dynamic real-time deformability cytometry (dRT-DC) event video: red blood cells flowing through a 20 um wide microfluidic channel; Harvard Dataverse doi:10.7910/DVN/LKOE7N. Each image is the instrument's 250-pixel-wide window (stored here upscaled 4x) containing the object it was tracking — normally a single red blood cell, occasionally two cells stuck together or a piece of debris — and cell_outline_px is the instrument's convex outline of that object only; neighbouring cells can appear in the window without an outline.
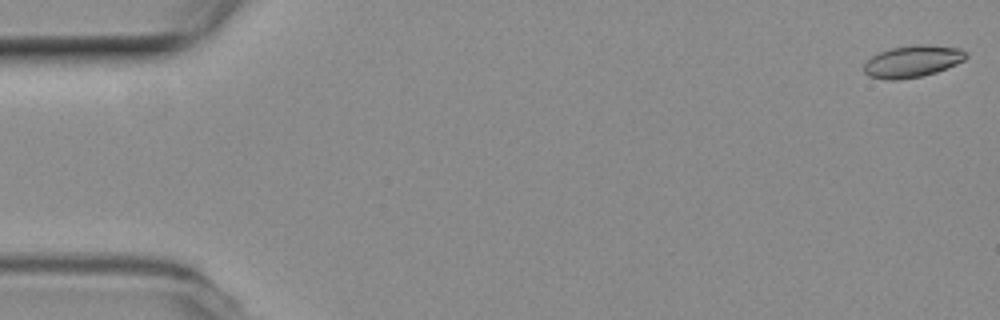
{"species": "common noctule bat (a hibernating species)", "species_latin": "Nyctalus noctula", "temperature_condition": "room temperature", "stored_images_in_passage": 55, "camera_frame_rate_fps": 3000, "um_per_image_px": 0.085, "animal": {"sex": "female", "body_mass_g": 19.3, "forearm_length_mm": 54.1}, "frame": {"image": 1, "passage_image": 1, "time_ms": 0.0, "image_size_px": [1000, 320], "cell_outline_px": [[968, 56], [964, 60], [956, 64], [936, 72], [924, 76], [896, 80], [888, 80], [868, 76], [864, 72], [864, 64], [872, 56], [888, 48], [916, 44], [928, 44], [960, 48], [968, 52]], "centroid_in_image_um": [77.58, 5.2], "position_along_channel_um": 7.4, "area_um2": 19.19}}
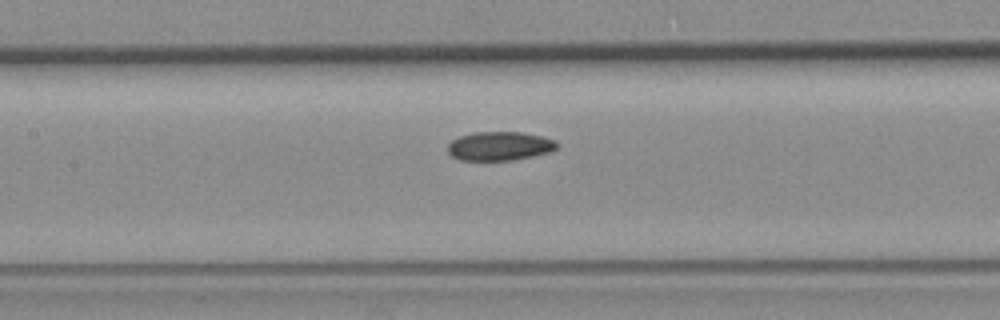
{"frame": {"image": 2, "passage_image": 25, "time_ms": 8.0, "image_size_px": [1000, 320], "cell_outline_px": [[560, 144], [552, 152], [512, 160], [460, 160], [452, 156], [448, 152], [448, 144], [452, 140], [460, 136], [472, 132], [520, 132], [544, 136], [556, 140]], "centroid_in_image_um": [42.51, 12.41], "position_along_channel_um": 164.9, "area_um2": 18.55}}
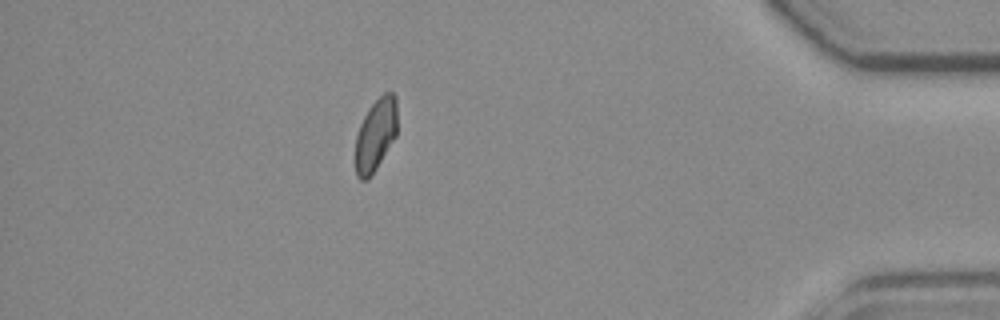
{"frame": {"image": 3, "passage_image": 48, "time_ms": 15.667, "image_size_px": [1000, 320], "cell_outline_px": [[396, 136], [376, 168], [368, 180], [360, 180], [356, 176], [356, 136], [360, 124], [368, 108], [384, 92], [392, 92], [396, 96]], "centroid_in_image_um": [31.92, 11.45], "position_along_channel_um": 403.3, "area_um2": 17.51}, "authors_computed_cell_mechanics": {"area_um2": 18.496, "velocity_mm_per_s": 3.7585, "shape_relaxation_time_tau1_ms": null, "shape_relaxation_time_tau2_ms": 5.6915, "deformation_change_tau1": null, "deformation_change_tau2": 0.085}}